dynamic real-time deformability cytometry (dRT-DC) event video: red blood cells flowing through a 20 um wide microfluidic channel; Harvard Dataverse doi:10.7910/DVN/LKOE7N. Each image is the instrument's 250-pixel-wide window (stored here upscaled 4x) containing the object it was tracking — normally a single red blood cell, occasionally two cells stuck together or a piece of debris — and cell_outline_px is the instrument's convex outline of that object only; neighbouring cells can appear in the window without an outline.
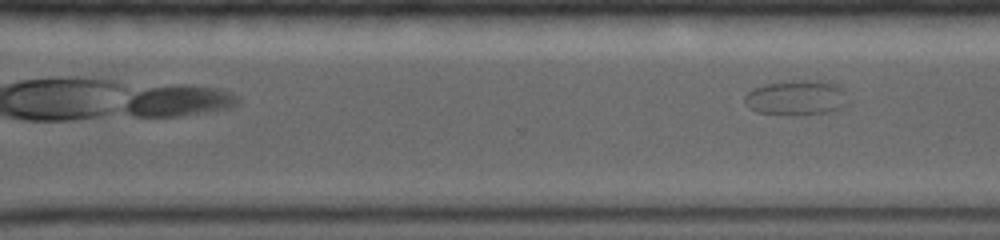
{"species": "common noctule bat (a hibernating species)", "species_latin": "Nyctalus noctula", "temperature_condition": "warm", "stored_images_in_passage": 18, "camera_frame_rate_fps": 5000, "um_per_image_px": 0.085, "animal": {"sex": "female", "body_mass_g": 19.0, "forearm_length_mm": 56.7}, "frame": {"image": 1, "passage_image": 18, "time_ms": 8.4, "image_size_px": [1000, 240], "cell_outline_px": [[852, 104], [836, 112], [800, 116], [756, 112], [748, 108], [744, 100], [744, 96], [752, 88], [768, 84], [796, 80], [820, 80], [836, 84], [844, 92]], "centroid_in_image_um": [67.77, 8.34], "position_along_channel_um": 302.8, "area_um2": 21.79}}